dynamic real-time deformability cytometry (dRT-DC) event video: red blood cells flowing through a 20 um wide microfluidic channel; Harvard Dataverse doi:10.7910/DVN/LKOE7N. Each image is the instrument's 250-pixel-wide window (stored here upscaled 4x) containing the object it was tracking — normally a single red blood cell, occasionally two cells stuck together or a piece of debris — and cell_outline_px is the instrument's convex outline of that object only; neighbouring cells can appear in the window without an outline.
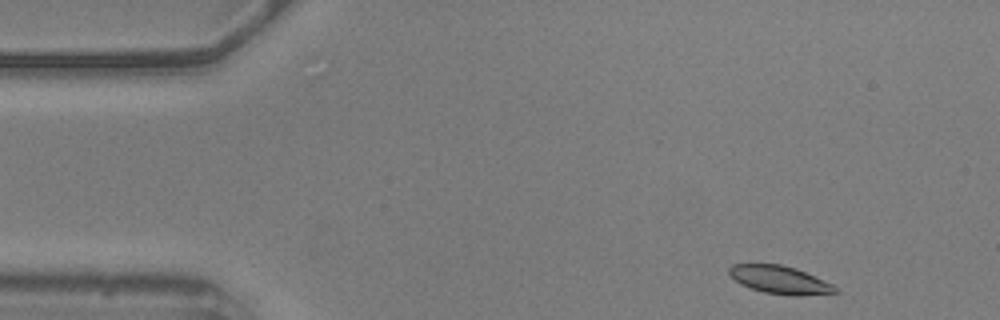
{"species": "common noctule bat (a hibernating species)", "species_latin": "Nyctalus noctula", "temperature_condition": "warm", "stored_images_in_passage": 51, "camera_frame_rate_fps": 3000, "um_per_image_px": 0.085, "animal": {"sex": "male", "body_mass_g": 20.5, "forearm_length_mm": 52.5}, "frame": {"image": 1, "passage_image": 1, "time_ms": 0.0, "image_size_px": [1000, 320], "cell_outline_px": [[840, 292], [800, 296], [788, 296], [764, 292], [740, 284], [728, 272], [728, 268], [732, 264], [780, 264], [796, 268], [832, 284], [840, 288]], "centroid_in_image_um": [66.32, 23.79], "position_along_channel_um": 18.7, "area_um2": 17.34}}
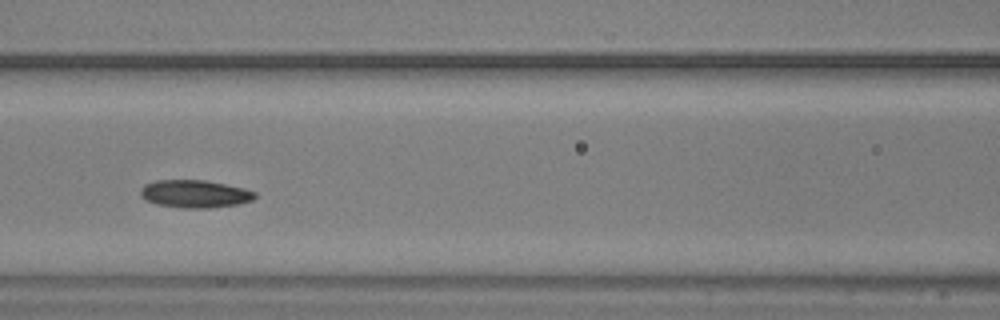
{"frame": {"image": 2, "passage_image": 19, "time_ms": 6.0, "image_size_px": [1000, 320], "cell_outline_px": [[256, 196], [252, 200], [236, 204], [208, 208], [184, 208], [156, 204], [144, 200], [140, 196], [140, 188], [144, 184], [156, 180], [204, 180], [244, 188], [256, 192]], "centroid_in_image_um": [16.51, 16.47], "position_along_channel_um": 150.1, "area_um2": 18.5}}
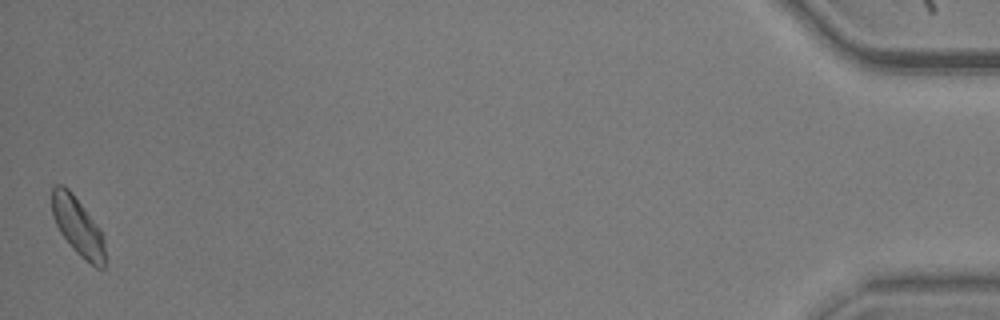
{"frame": {"image": 3, "passage_image": 51, "time_ms": 16.667, "image_size_px": [1000, 320], "cell_outline_px": [[104, 268], [96, 268], [80, 256], [72, 248], [60, 232], [52, 216], [52, 188], [56, 184], [64, 184], [72, 192], [100, 228], [104, 236]], "centroid_in_image_um": [6.61, 19.22], "position_along_channel_um": 428.6, "area_um2": 18.03}, "authors_computed_cell_mechanics": {"area_um2": 18.0914, "velocity_mm_per_s": 3.5477, "shape_relaxation_time_tau1_ms": 4.8534, "shape_relaxation_time_tau2_ms": 8.0242, "deformation_change_tau1": 0.0965, "deformation_change_tau2": 0.1038}}